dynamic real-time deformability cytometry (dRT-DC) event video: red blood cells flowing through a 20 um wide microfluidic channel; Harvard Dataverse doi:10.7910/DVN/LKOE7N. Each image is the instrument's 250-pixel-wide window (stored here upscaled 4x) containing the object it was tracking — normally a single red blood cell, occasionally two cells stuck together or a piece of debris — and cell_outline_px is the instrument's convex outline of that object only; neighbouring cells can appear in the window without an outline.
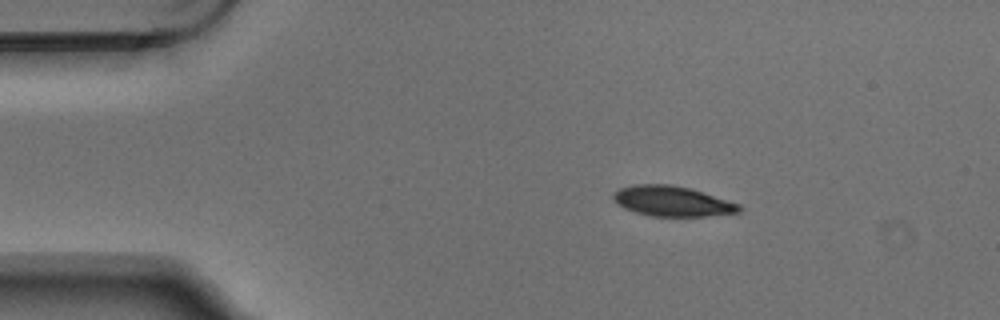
{"species": "Egyptian fruit bat (a non-hibernating species)", "species_latin": "Rousettus aegyptiacus", "temperature_condition": "warm", "stored_images_in_passage": 2, "camera_frame_rate_fps": 3000, "um_per_image_px": 0.085, "animal": {"sex": "male"}, "frame": {"image": 1, "passage_image": 1, "time_ms": 0.0, "image_size_px": [1000, 320], "cell_outline_px": [[744, 208], [740, 212], [704, 216], [648, 216], [624, 208], [616, 204], [612, 196], [612, 192], [620, 188], [636, 184], [668, 184], [688, 188], [740, 204]], "centroid_in_image_um": [57.1, 17.11], "position_along_channel_um": 27.9, "area_um2": 22.08}}